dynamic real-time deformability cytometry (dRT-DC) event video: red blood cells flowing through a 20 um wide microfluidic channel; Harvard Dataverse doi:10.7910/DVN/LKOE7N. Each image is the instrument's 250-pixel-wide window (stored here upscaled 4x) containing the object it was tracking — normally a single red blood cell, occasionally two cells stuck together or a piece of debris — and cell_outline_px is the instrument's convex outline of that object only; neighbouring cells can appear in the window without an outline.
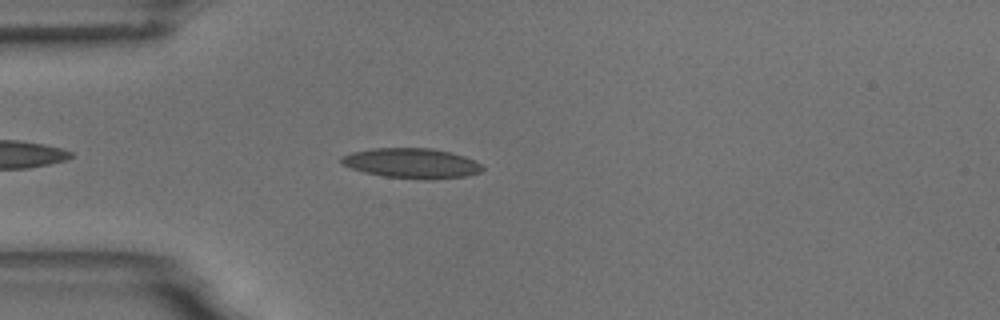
{"species": "common noctule bat (a hibernating species)", "species_latin": "Nyctalus noctula", "temperature_condition": "room temperature", "stored_images_in_passage": 38, "camera_frame_rate_fps": 3000, "um_per_image_px": 0.085, "animal": {"sex": "male", "body_mass_g": 18.8}, "frame": {"image": 1, "passage_image": 5, "time_ms": 1.333, "image_size_px": [1000, 320], "cell_outline_px": [[484, 168], [480, 172], [464, 176], [428, 180], [424, 180], [384, 176], [364, 172], [340, 164], [340, 156], [352, 152], [372, 148], [432, 148], [452, 152], [476, 160]], "centroid_in_image_um": [34.98, 13.87], "position_along_channel_um": 50.0, "area_um2": 24.85}}
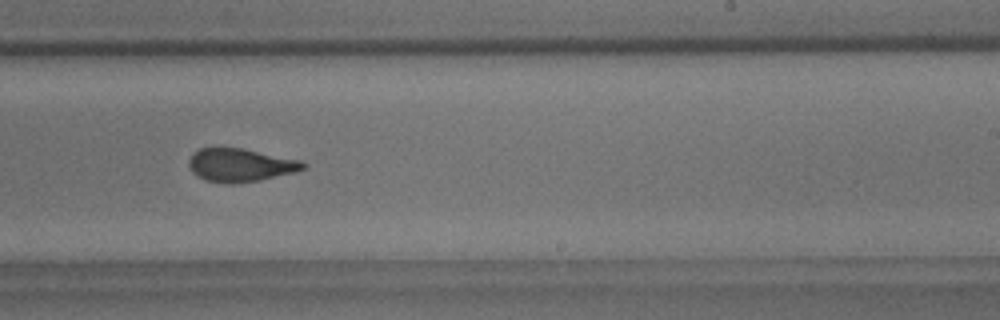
{"frame": {"image": 2, "passage_image": 24, "time_ms": 7.667, "image_size_px": [1000, 320], "cell_outline_px": [[308, 164], [304, 168], [296, 172], [260, 180], [232, 184], [228, 184], [204, 180], [196, 176], [192, 172], [188, 164], [188, 160], [200, 148], [244, 148], [300, 160]], "centroid_in_image_um": [20.44, 14.04], "position_along_channel_um": 268.6, "area_um2": 22.2}}
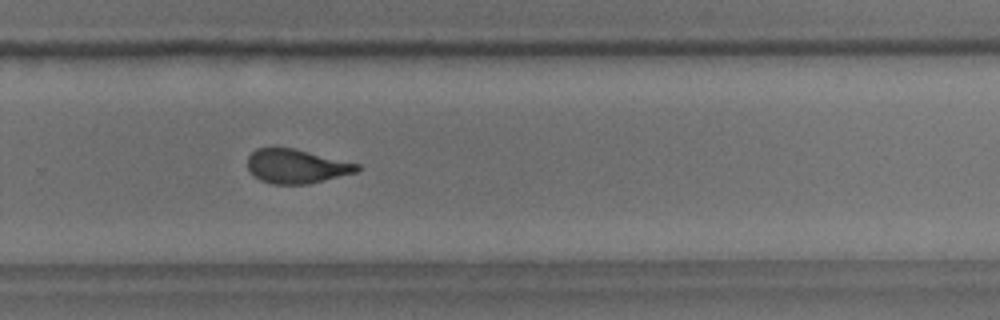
{"frame": {"image": 3, "passage_image": 27, "time_ms": 8.667, "image_size_px": [1000, 320], "cell_outline_px": [[360, 168], [356, 172], [308, 184], [272, 184], [260, 180], [252, 176], [248, 172], [248, 156], [256, 148], [292, 148], [360, 164]], "centroid_in_image_um": [25.15, 14.14], "position_along_channel_um": 304.7, "area_um2": 21.68}, "authors_computed_cell_mechanics": {"area_um2": 22.8599, "velocity_mm_per_s": 3.6174, "shape_relaxation_time_tau1_ms": 7.2265, "shape_relaxation_time_tau2_ms": 1.6455, "deformation_change_tau1": 0.1973, "deformation_change_tau2": 0.1003}}